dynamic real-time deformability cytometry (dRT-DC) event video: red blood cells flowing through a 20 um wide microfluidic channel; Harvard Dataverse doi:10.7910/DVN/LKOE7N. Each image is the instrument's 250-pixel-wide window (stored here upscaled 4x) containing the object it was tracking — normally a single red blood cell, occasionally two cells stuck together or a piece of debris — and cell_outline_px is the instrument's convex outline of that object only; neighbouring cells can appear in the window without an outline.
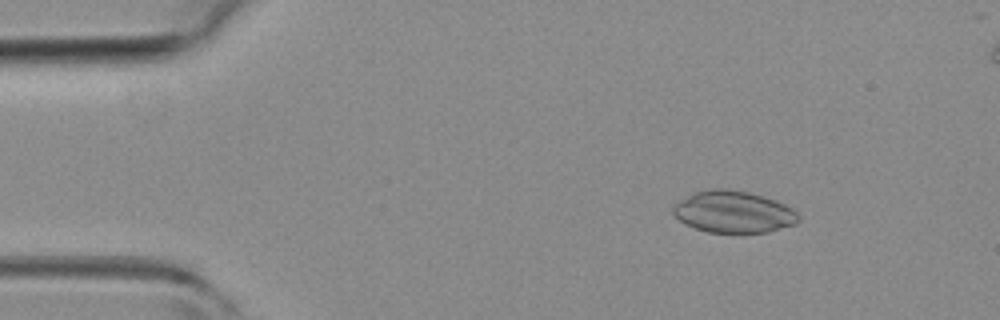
{"species": "common noctule bat (a hibernating species)", "species_latin": "Nyctalus noctula", "temperature_condition": "room temperature", "stored_images_in_passage": 5, "camera_frame_rate_fps": 3000, "um_per_image_px": 0.085, "animal": {"sex": "female", "body_mass_g": 19.3, "forearm_length_mm": 54.1}, "frame": {"image": 1, "passage_image": 2, "time_ms": 1.333, "image_size_px": [1000, 320], "cell_outline_px": [[800, 220], [796, 224], [768, 232], [708, 232], [684, 224], [672, 212], [672, 208], [680, 200], [696, 192], [716, 188], [728, 188], [748, 192], [764, 196], [784, 204], [792, 208], [800, 216]], "centroid_in_image_um": [62.37, 18.01], "position_along_channel_um": 22.6, "area_um2": 30.4}}